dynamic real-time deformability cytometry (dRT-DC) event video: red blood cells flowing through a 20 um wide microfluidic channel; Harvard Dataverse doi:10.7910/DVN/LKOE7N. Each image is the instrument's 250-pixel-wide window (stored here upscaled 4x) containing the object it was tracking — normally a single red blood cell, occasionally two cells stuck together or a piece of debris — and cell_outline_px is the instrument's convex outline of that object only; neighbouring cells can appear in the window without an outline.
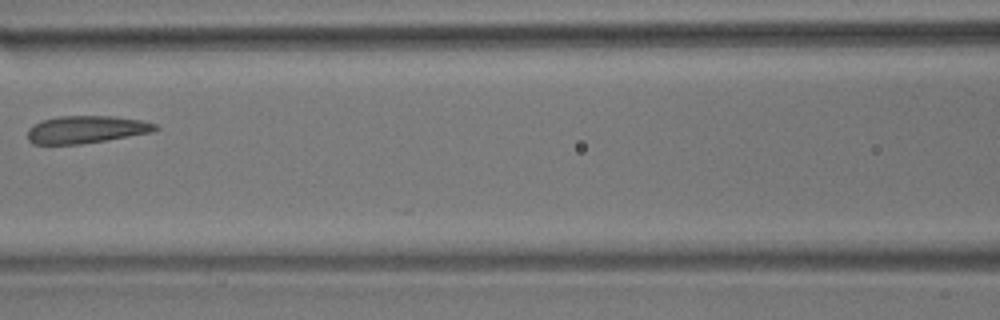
{"species": "common noctule bat (a hibernating species)", "species_latin": "Nyctalus noctula", "temperature_condition": "room temperature", "stored_images_in_passage": 10, "camera_frame_rate_fps": 3000, "um_per_image_px": 0.085, "animal": {"sex": "male", "body_mass_g": 17.9}, "frame": {"image": 1, "passage_image": 6, "time_ms": 1.667, "image_size_px": [1000, 320], "cell_outline_px": [[160, 128], [156, 132], [108, 140], [80, 144], [32, 144], [28, 140], [28, 128], [40, 120], [60, 116], [112, 116], [140, 120], [156, 124]], "centroid_in_image_um": [7.35, 11.01], "position_along_channel_um": 159.3, "area_um2": 20.69}}
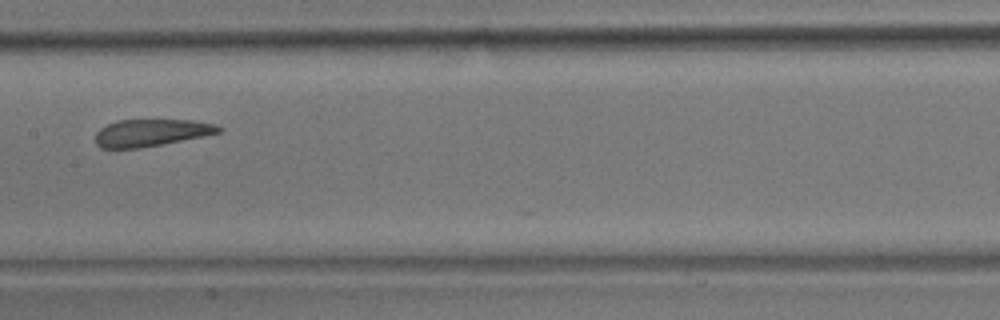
{"frame": {"image": 2, "passage_image": 7, "time_ms": 2.0, "image_size_px": [1000, 320], "cell_outline_px": [[224, 128], [220, 132], [204, 136], [140, 148], [100, 148], [96, 144], [96, 132], [100, 128], [116, 120], [192, 120], [216, 124]], "centroid_in_image_um": [12.86, 11.28], "position_along_channel_um": 194.5, "area_um2": 19.48}}
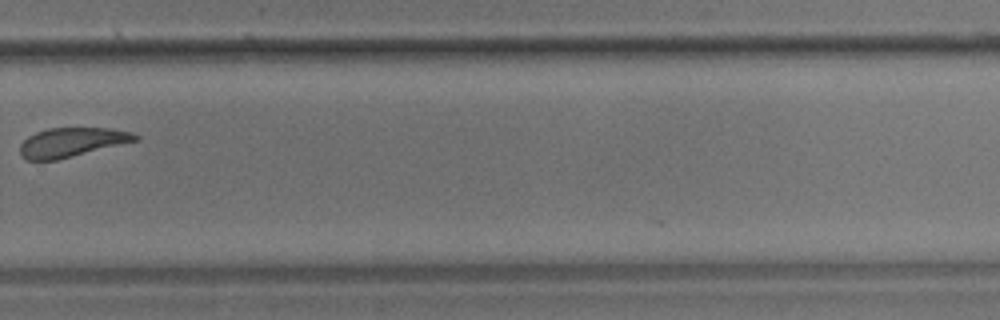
{"frame": {"image": 3, "passage_image": 10, "time_ms": 3.0, "image_size_px": [1000, 320], "cell_outline_px": [[140, 140], [56, 160], [28, 160], [20, 156], [20, 144], [28, 136], [36, 132], [48, 128], [108, 128], [132, 132], [140, 136]], "centroid_in_image_um": [6.11, 12.09], "position_along_channel_um": 323.7, "area_um2": 19.65}}